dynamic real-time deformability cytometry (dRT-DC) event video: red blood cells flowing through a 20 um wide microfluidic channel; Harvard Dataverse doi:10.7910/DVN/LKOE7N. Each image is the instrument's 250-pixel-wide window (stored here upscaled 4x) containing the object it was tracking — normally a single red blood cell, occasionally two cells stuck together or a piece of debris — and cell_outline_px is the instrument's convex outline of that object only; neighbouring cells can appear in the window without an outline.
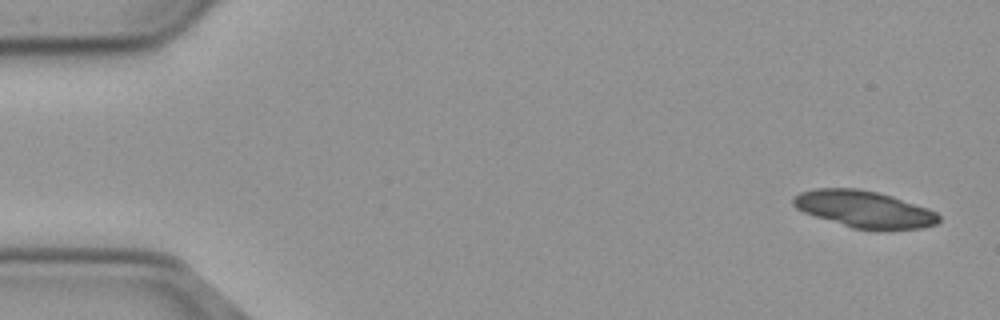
{"species": "common noctule bat (a hibernating species)", "species_latin": "Nyctalus noctula", "temperature_condition": "cold", "stored_images_in_passage": 56, "camera_frame_rate_fps": 3000, "um_per_image_px": 0.085, "animal": {"sex": "male", "body_mass_g": 23.1, "forearm_length_mm": 52.7}, "frame": {"image": 1, "passage_image": 3, "time_ms": 0.667, "image_size_px": [1000, 320], "cell_outline_px": [[940, 220], [936, 224], [920, 228], [852, 228], [804, 212], [796, 208], [792, 204], [792, 196], [800, 192], [816, 188], [856, 188], [876, 192], [892, 196], [928, 208], [936, 212], [940, 216]], "centroid_in_image_um": [73.42, 17.75], "position_along_channel_um": 11.6, "area_um2": 30.69}}
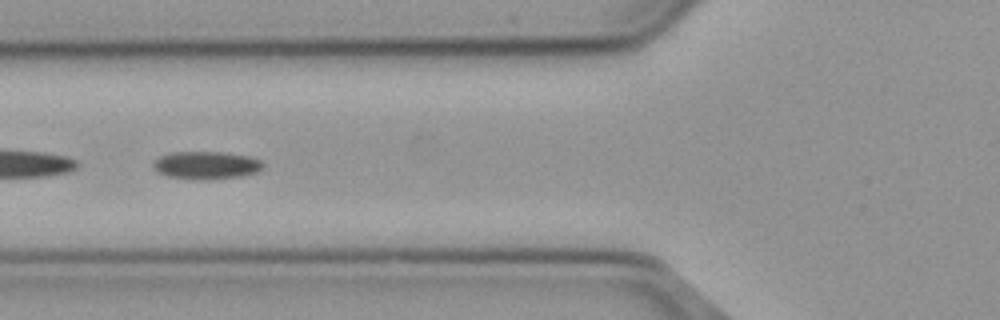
{"frame": {"image": 2, "passage_image": 22, "time_ms": 7.0, "image_size_px": [1000, 320], "cell_outline_px": [[264, 164], [256, 172], [240, 176], [200, 180], [192, 180], [168, 176], [160, 172], [152, 164], [160, 156], [172, 152], [220, 152], [248, 156], [260, 160]], "centroid_in_image_um": [17.52, 14.04], "position_along_channel_um": 108.3, "area_um2": 17.46}, "authors_computed_cell_mechanics": {"area_um2": 17.3689, "velocity_mm_per_s": 3.6713, "shape_relaxation_time_tau1_ms": 4.8172, "shape_relaxation_time_tau2_ms": 3.2502, "deformation_change_tau1": 0.0927, "deformation_change_tau2": 0.075}}